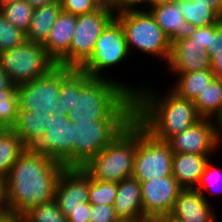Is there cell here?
Masks as SVG:
<instances>
[{"mask_svg": "<svg viewBox=\"0 0 222 222\" xmlns=\"http://www.w3.org/2000/svg\"><path fill=\"white\" fill-rule=\"evenodd\" d=\"M65 168L63 163L27 148L5 178L9 213L22 217L31 208L55 199L56 185Z\"/></svg>", "mask_w": 222, "mask_h": 222, "instance_id": "obj_1", "label": "cell"}, {"mask_svg": "<svg viewBox=\"0 0 222 222\" xmlns=\"http://www.w3.org/2000/svg\"><path fill=\"white\" fill-rule=\"evenodd\" d=\"M106 76L90 77L75 68V101L68 118L72 121L98 119H135V95L132 85Z\"/></svg>", "mask_w": 222, "mask_h": 222, "instance_id": "obj_2", "label": "cell"}, {"mask_svg": "<svg viewBox=\"0 0 222 222\" xmlns=\"http://www.w3.org/2000/svg\"><path fill=\"white\" fill-rule=\"evenodd\" d=\"M148 85H139L135 95V119L154 138L167 142L203 118L193 100L182 98L171 89L158 94Z\"/></svg>", "mask_w": 222, "mask_h": 222, "instance_id": "obj_3", "label": "cell"}, {"mask_svg": "<svg viewBox=\"0 0 222 222\" xmlns=\"http://www.w3.org/2000/svg\"><path fill=\"white\" fill-rule=\"evenodd\" d=\"M140 123L134 119L82 169L94 180L120 182L132 177Z\"/></svg>", "mask_w": 222, "mask_h": 222, "instance_id": "obj_4", "label": "cell"}, {"mask_svg": "<svg viewBox=\"0 0 222 222\" xmlns=\"http://www.w3.org/2000/svg\"><path fill=\"white\" fill-rule=\"evenodd\" d=\"M115 17L122 25L130 54L131 51L133 54L134 49L148 56L160 57V61L164 59L165 64H168L170 40L148 10L116 12Z\"/></svg>", "mask_w": 222, "mask_h": 222, "instance_id": "obj_5", "label": "cell"}, {"mask_svg": "<svg viewBox=\"0 0 222 222\" xmlns=\"http://www.w3.org/2000/svg\"><path fill=\"white\" fill-rule=\"evenodd\" d=\"M134 119L72 121L74 168H82L107 147Z\"/></svg>", "mask_w": 222, "mask_h": 222, "instance_id": "obj_6", "label": "cell"}, {"mask_svg": "<svg viewBox=\"0 0 222 222\" xmlns=\"http://www.w3.org/2000/svg\"><path fill=\"white\" fill-rule=\"evenodd\" d=\"M0 65L16 85L43 77L57 66L42 44L27 40L1 52Z\"/></svg>", "mask_w": 222, "mask_h": 222, "instance_id": "obj_7", "label": "cell"}, {"mask_svg": "<svg viewBox=\"0 0 222 222\" xmlns=\"http://www.w3.org/2000/svg\"><path fill=\"white\" fill-rule=\"evenodd\" d=\"M115 13L113 8L100 7L92 13L78 15L69 51L56 65L79 69L92 55L99 36Z\"/></svg>", "mask_w": 222, "mask_h": 222, "instance_id": "obj_8", "label": "cell"}, {"mask_svg": "<svg viewBox=\"0 0 222 222\" xmlns=\"http://www.w3.org/2000/svg\"><path fill=\"white\" fill-rule=\"evenodd\" d=\"M130 56L122 25L114 17L99 36L92 55L79 69L90 77L104 78L108 75L103 74L105 69L122 65V61Z\"/></svg>", "mask_w": 222, "mask_h": 222, "instance_id": "obj_9", "label": "cell"}, {"mask_svg": "<svg viewBox=\"0 0 222 222\" xmlns=\"http://www.w3.org/2000/svg\"><path fill=\"white\" fill-rule=\"evenodd\" d=\"M73 67H54L47 75L18 85L19 111L54 113L63 80Z\"/></svg>", "mask_w": 222, "mask_h": 222, "instance_id": "obj_10", "label": "cell"}, {"mask_svg": "<svg viewBox=\"0 0 222 222\" xmlns=\"http://www.w3.org/2000/svg\"><path fill=\"white\" fill-rule=\"evenodd\" d=\"M173 152L167 142L154 138L140 124V138L134 158L132 177L139 181L172 175Z\"/></svg>", "mask_w": 222, "mask_h": 222, "instance_id": "obj_11", "label": "cell"}, {"mask_svg": "<svg viewBox=\"0 0 222 222\" xmlns=\"http://www.w3.org/2000/svg\"><path fill=\"white\" fill-rule=\"evenodd\" d=\"M33 149L63 163L66 168H74L72 120L68 115L48 113L44 135Z\"/></svg>", "mask_w": 222, "mask_h": 222, "instance_id": "obj_12", "label": "cell"}, {"mask_svg": "<svg viewBox=\"0 0 222 222\" xmlns=\"http://www.w3.org/2000/svg\"><path fill=\"white\" fill-rule=\"evenodd\" d=\"M142 207L145 218H167L183 189L172 176L155 177L140 181Z\"/></svg>", "mask_w": 222, "mask_h": 222, "instance_id": "obj_13", "label": "cell"}, {"mask_svg": "<svg viewBox=\"0 0 222 222\" xmlns=\"http://www.w3.org/2000/svg\"><path fill=\"white\" fill-rule=\"evenodd\" d=\"M173 153H193L210 156L222 147L212 119H202L167 141ZM219 148V149H218Z\"/></svg>", "mask_w": 222, "mask_h": 222, "instance_id": "obj_14", "label": "cell"}, {"mask_svg": "<svg viewBox=\"0 0 222 222\" xmlns=\"http://www.w3.org/2000/svg\"><path fill=\"white\" fill-rule=\"evenodd\" d=\"M90 176L82 168H65L56 185L55 200L63 215L83 207L88 201Z\"/></svg>", "mask_w": 222, "mask_h": 222, "instance_id": "obj_15", "label": "cell"}, {"mask_svg": "<svg viewBox=\"0 0 222 222\" xmlns=\"http://www.w3.org/2000/svg\"><path fill=\"white\" fill-rule=\"evenodd\" d=\"M211 60L212 57L206 49L199 48L191 37H185L171 45L167 67L174 74L212 70Z\"/></svg>", "mask_w": 222, "mask_h": 222, "instance_id": "obj_16", "label": "cell"}, {"mask_svg": "<svg viewBox=\"0 0 222 222\" xmlns=\"http://www.w3.org/2000/svg\"><path fill=\"white\" fill-rule=\"evenodd\" d=\"M210 204L195 188L182 189L167 219L171 222H216L217 214Z\"/></svg>", "mask_w": 222, "mask_h": 222, "instance_id": "obj_17", "label": "cell"}, {"mask_svg": "<svg viewBox=\"0 0 222 222\" xmlns=\"http://www.w3.org/2000/svg\"><path fill=\"white\" fill-rule=\"evenodd\" d=\"M147 10L168 36L171 45L179 39L191 37L198 28L184 19L176 2L150 6Z\"/></svg>", "mask_w": 222, "mask_h": 222, "instance_id": "obj_18", "label": "cell"}, {"mask_svg": "<svg viewBox=\"0 0 222 222\" xmlns=\"http://www.w3.org/2000/svg\"><path fill=\"white\" fill-rule=\"evenodd\" d=\"M113 207L120 221H139L145 219L142 207L140 181L129 177L118 182V192Z\"/></svg>", "mask_w": 222, "mask_h": 222, "instance_id": "obj_19", "label": "cell"}, {"mask_svg": "<svg viewBox=\"0 0 222 222\" xmlns=\"http://www.w3.org/2000/svg\"><path fill=\"white\" fill-rule=\"evenodd\" d=\"M77 16L61 11L47 40L42 44L47 54L57 63L68 51L72 42Z\"/></svg>", "mask_w": 222, "mask_h": 222, "instance_id": "obj_20", "label": "cell"}, {"mask_svg": "<svg viewBox=\"0 0 222 222\" xmlns=\"http://www.w3.org/2000/svg\"><path fill=\"white\" fill-rule=\"evenodd\" d=\"M210 158L212 156L174 153L172 157V176L183 189L196 188Z\"/></svg>", "mask_w": 222, "mask_h": 222, "instance_id": "obj_21", "label": "cell"}, {"mask_svg": "<svg viewBox=\"0 0 222 222\" xmlns=\"http://www.w3.org/2000/svg\"><path fill=\"white\" fill-rule=\"evenodd\" d=\"M61 11L59 0L34 8L30 26L25 33L26 40L43 44L49 37L52 27Z\"/></svg>", "mask_w": 222, "mask_h": 222, "instance_id": "obj_22", "label": "cell"}, {"mask_svg": "<svg viewBox=\"0 0 222 222\" xmlns=\"http://www.w3.org/2000/svg\"><path fill=\"white\" fill-rule=\"evenodd\" d=\"M48 113L19 111L17 122L12 128L27 148H33L44 135Z\"/></svg>", "mask_w": 222, "mask_h": 222, "instance_id": "obj_23", "label": "cell"}, {"mask_svg": "<svg viewBox=\"0 0 222 222\" xmlns=\"http://www.w3.org/2000/svg\"><path fill=\"white\" fill-rule=\"evenodd\" d=\"M177 80L171 86V90L182 98L195 100L203 89L215 78L212 70L192 71L183 74H175Z\"/></svg>", "mask_w": 222, "mask_h": 222, "instance_id": "obj_24", "label": "cell"}, {"mask_svg": "<svg viewBox=\"0 0 222 222\" xmlns=\"http://www.w3.org/2000/svg\"><path fill=\"white\" fill-rule=\"evenodd\" d=\"M27 149L13 129H0V177L6 178L18 157Z\"/></svg>", "mask_w": 222, "mask_h": 222, "instance_id": "obj_25", "label": "cell"}, {"mask_svg": "<svg viewBox=\"0 0 222 222\" xmlns=\"http://www.w3.org/2000/svg\"><path fill=\"white\" fill-rule=\"evenodd\" d=\"M203 119H214L222 107V83L215 77L193 101Z\"/></svg>", "mask_w": 222, "mask_h": 222, "instance_id": "obj_26", "label": "cell"}, {"mask_svg": "<svg viewBox=\"0 0 222 222\" xmlns=\"http://www.w3.org/2000/svg\"><path fill=\"white\" fill-rule=\"evenodd\" d=\"M184 19L194 26L203 27L218 24L220 15L207 4L193 3L191 0H176Z\"/></svg>", "mask_w": 222, "mask_h": 222, "instance_id": "obj_27", "label": "cell"}, {"mask_svg": "<svg viewBox=\"0 0 222 222\" xmlns=\"http://www.w3.org/2000/svg\"><path fill=\"white\" fill-rule=\"evenodd\" d=\"M19 114L17 89H4L0 92V129H12Z\"/></svg>", "mask_w": 222, "mask_h": 222, "instance_id": "obj_28", "label": "cell"}, {"mask_svg": "<svg viewBox=\"0 0 222 222\" xmlns=\"http://www.w3.org/2000/svg\"><path fill=\"white\" fill-rule=\"evenodd\" d=\"M34 7L25 0H19L0 9V13L14 26L26 33L28 30Z\"/></svg>", "mask_w": 222, "mask_h": 222, "instance_id": "obj_29", "label": "cell"}, {"mask_svg": "<svg viewBox=\"0 0 222 222\" xmlns=\"http://www.w3.org/2000/svg\"><path fill=\"white\" fill-rule=\"evenodd\" d=\"M23 222H68L55 199L31 208L22 216Z\"/></svg>", "mask_w": 222, "mask_h": 222, "instance_id": "obj_30", "label": "cell"}, {"mask_svg": "<svg viewBox=\"0 0 222 222\" xmlns=\"http://www.w3.org/2000/svg\"><path fill=\"white\" fill-rule=\"evenodd\" d=\"M118 192V182L94 180L90 177L88 201L90 204L113 205Z\"/></svg>", "mask_w": 222, "mask_h": 222, "instance_id": "obj_31", "label": "cell"}, {"mask_svg": "<svg viewBox=\"0 0 222 222\" xmlns=\"http://www.w3.org/2000/svg\"><path fill=\"white\" fill-rule=\"evenodd\" d=\"M211 159L212 158H210L207 162L204 168V172L201 175L200 181L195 188L203 195V197L208 202L210 201L206 194L210 193L212 195H216L218 193L220 195V193H222V170L219 168V166L216 167L214 165L215 162L212 163Z\"/></svg>", "mask_w": 222, "mask_h": 222, "instance_id": "obj_32", "label": "cell"}, {"mask_svg": "<svg viewBox=\"0 0 222 222\" xmlns=\"http://www.w3.org/2000/svg\"><path fill=\"white\" fill-rule=\"evenodd\" d=\"M75 101V69L63 80L54 113L68 115Z\"/></svg>", "mask_w": 222, "mask_h": 222, "instance_id": "obj_33", "label": "cell"}, {"mask_svg": "<svg viewBox=\"0 0 222 222\" xmlns=\"http://www.w3.org/2000/svg\"><path fill=\"white\" fill-rule=\"evenodd\" d=\"M25 40V32L14 27L0 13V53L19 46Z\"/></svg>", "mask_w": 222, "mask_h": 222, "instance_id": "obj_34", "label": "cell"}, {"mask_svg": "<svg viewBox=\"0 0 222 222\" xmlns=\"http://www.w3.org/2000/svg\"><path fill=\"white\" fill-rule=\"evenodd\" d=\"M59 1L63 12L76 16L92 13L101 7L95 0H59Z\"/></svg>", "mask_w": 222, "mask_h": 222, "instance_id": "obj_35", "label": "cell"}, {"mask_svg": "<svg viewBox=\"0 0 222 222\" xmlns=\"http://www.w3.org/2000/svg\"><path fill=\"white\" fill-rule=\"evenodd\" d=\"M211 64V69L215 76L222 71V21L218 23V28L212 35Z\"/></svg>", "mask_w": 222, "mask_h": 222, "instance_id": "obj_36", "label": "cell"}, {"mask_svg": "<svg viewBox=\"0 0 222 222\" xmlns=\"http://www.w3.org/2000/svg\"><path fill=\"white\" fill-rule=\"evenodd\" d=\"M218 28V24L198 27L196 32L191 36L194 42L201 49H206L212 57V35Z\"/></svg>", "mask_w": 222, "mask_h": 222, "instance_id": "obj_37", "label": "cell"}, {"mask_svg": "<svg viewBox=\"0 0 222 222\" xmlns=\"http://www.w3.org/2000/svg\"><path fill=\"white\" fill-rule=\"evenodd\" d=\"M90 222H120L113 205L91 204Z\"/></svg>", "mask_w": 222, "mask_h": 222, "instance_id": "obj_38", "label": "cell"}, {"mask_svg": "<svg viewBox=\"0 0 222 222\" xmlns=\"http://www.w3.org/2000/svg\"><path fill=\"white\" fill-rule=\"evenodd\" d=\"M150 6L151 0H117L115 4V11L127 12L132 10H147Z\"/></svg>", "mask_w": 222, "mask_h": 222, "instance_id": "obj_39", "label": "cell"}, {"mask_svg": "<svg viewBox=\"0 0 222 222\" xmlns=\"http://www.w3.org/2000/svg\"><path fill=\"white\" fill-rule=\"evenodd\" d=\"M91 204L84 203L83 207L71 211V215L67 218L68 222H90Z\"/></svg>", "mask_w": 222, "mask_h": 222, "instance_id": "obj_40", "label": "cell"}, {"mask_svg": "<svg viewBox=\"0 0 222 222\" xmlns=\"http://www.w3.org/2000/svg\"><path fill=\"white\" fill-rule=\"evenodd\" d=\"M9 213L6 199V179L0 177V215Z\"/></svg>", "mask_w": 222, "mask_h": 222, "instance_id": "obj_41", "label": "cell"}, {"mask_svg": "<svg viewBox=\"0 0 222 222\" xmlns=\"http://www.w3.org/2000/svg\"><path fill=\"white\" fill-rule=\"evenodd\" d=\"M18 85L14 84L7 73L0 65V92L4 89H17Z\"/></svg>", "mask_w": 222, "mask_h": 222, "instance_id": "obj_42", "label": "cell"}, {"mask_svg": "<svg viewBox=\"0 0 222 222\" xmlns=\"http://www.w3.org/2000/svg\"><path fill=\"white\" fill-rule=\"evenodd\" d=\"M193 3L210 5L220 16L222 14V0H191Z\"/></svg>", "mask_w": 222, "mask_h": 222, "instance_id": "obj_43", "label": "cell"}, {"mask_svg": "<svg viewBox=\"0 0 222 222\" xmlns=\"http://www.w3.org/2000/svg\"><path fill=\"white\" fill-rule=\"evenodd\" d=\"M213 122H214V125L216 128V132H217L219 138L222 140V107H221L219 113L213 119Z\"/></svg>", "mask_w": 222, "mask_h": 222, "instance_id": "obj_44", "label": "cell"}, {"mask_svg": "<svg viewBox=\"0 0 222 222\" xmlns=\"http://www.w3.org/2000/svg\"><path fill=\"white\" fill-rule=\"evenodd\" d=\"M0 222H23L22 217L14 213L0 215Z\"/></svg>", "mask_w": 222, "mask_h": 222, "instance_id": "obj_45", "label": "cell"}, {"mask_svg": "<svg viewBox=\"0 0 222 222\" xmlns=\"http://www.w3.org/2000/svg\"><path fill=\"white\" fill-rule=\"evenodd\" d=\"M25 1L28 2L34 8H37V7L51 4L53 2H56L57 0H25Z\"/></svg>", "mask_w": 222, "mask_h": 222, "instance_id": "obj_46", "label": "cell"}, {"mask_svg": "<svg viewBox=\"0 0 222 222\" xmlns=\"http://www.w3.org/2000/svg\"><path fill=\"white\" fill-rule=\"evenodd\" d=\"M101 7L115 9V0H95Z\"/></svg>", "mask_w": 222, "mask_h": 222, "instance_id": "obj_47", "label": "cell"}, {"mask_svg": "<svg viewBox=\"0 0 222 222\" xmlns=\"http://www.w3.org/2000/svg\"><path fill=\"white\" fill-rule=\"evenodd\" d=\"M176 0H151V6L161 5L166 3H173Z\"/></svg>", "mask_w": 222, "mask_h": 222, "instance_id": "obj_48", "label": "cell"}, {"mask_svg": "<svg viewBox=\"0 0 222 222\" xmlns=\"http://www.w3.org/2000/svg\"><path fill=\"white\" fill-rule=\"evenodd\" d=\"M19 0H0V9L6 5L12 4L13 2H16Z\"/></svg>", "mask_w": 222, "mask_h": 222, "instance_id": "obj_49", "label": "cell"}, {"mask_svg": "<svg viewBox=\"0 0 222 222\" xmlns=\"http://www.w3.org/2000/svg\"><path fill=\"white\" fill-rule=\"evenodd\" d=\"M160 218H145L139 221H134V222H160Z\"/></svg>", "mask_w": 222, "mask_h": 222, "instance_id": "obj_50", "label": "cell"}, {"mask_svg": "<svg viewBox=\"0 0 222 222\" xmlns=\"http://www.w3.org/2000/svg\"><path fill=\"white\" fill-rule=\"evenodd\" d=\"M222 83V71L215 76Z\"/></svg>", "mask_w": 222, "mask_h": 222, "instance_id": "obj_51", "label": "cell"}, {"mask_svg": "<svg viewBox=\"0 0 222 222\" xmlns=\"http://www.w3.org/2000/svg\"><path fill=\"white\" fill-rule=\"evenodd\" d=\"M160 222H171L170 220H168L167 218L161 219Z\"/></svg>", "mask_w": 222, "mask_h": 222, "instance_id": "obj_52", "label": "cell"}]
</instances>
